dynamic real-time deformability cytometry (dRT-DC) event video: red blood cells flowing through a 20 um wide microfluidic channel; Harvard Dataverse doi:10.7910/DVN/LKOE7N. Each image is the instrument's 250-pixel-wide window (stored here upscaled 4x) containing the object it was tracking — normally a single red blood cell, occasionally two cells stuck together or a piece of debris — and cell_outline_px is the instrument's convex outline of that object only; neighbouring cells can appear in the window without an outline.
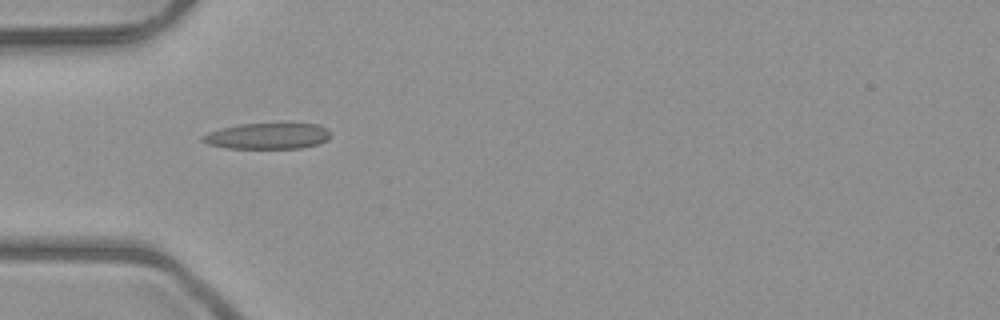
{"species": "common noctule bat (a hibernating species)", "species_latin": "Nyctalus noctula", "temperature_condition": "room temperature", "stored_images_in_passage": 7, "camera_frame_rate_fps": 3000, "um_per_image_px": 0.085, "animal": {"sex": "male", "body_mass_g": 23.1, "forearm_length_mm": 52.7}, "frame": {"image": 1, "passage_image": 5, "time_ms": 4.667, "image_size_px": [1000, 320], "cell_outline_px": [[332, 136], [328, 140], [316, 144], [300, 148], [228, 148], [208, 144], [200, 140], [200, 136], [208, 132], [240, 124], [284, 120], [316, 124], [328, 128], [332, 132]], "centroid_in_image_um": [22.83, 11.5], "position_along_channel_um": 62.2, "area_um2": 20.46}}
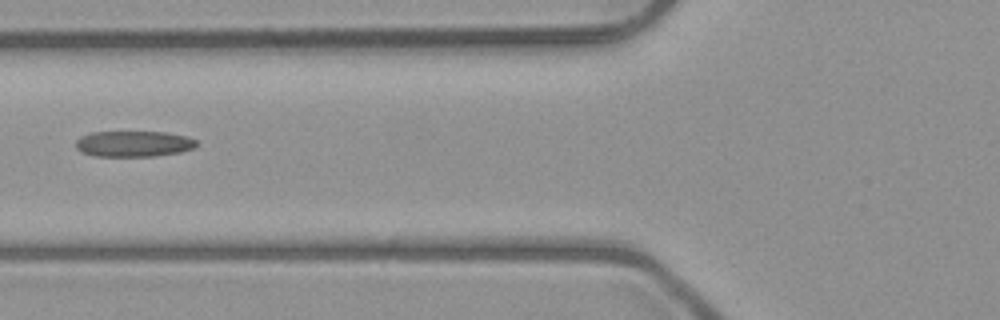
{"frame": {"image": 2, "passage_image": 6, "time_ms": 6.0, "image_size_px": [1000, 320], "cell_outline_px": [[196, 144], [192, 148], [180, 152], [156, 156], [92, 156], [80, 152], [76, 148], [76, 140], [80, 136], [92, 132], [164, 132], [184, 136], [196, 140]], "centroid_in_image_um": [11.29, 12.23], "position_along_channel_um": 114.5, "area_um2": 18.15}}
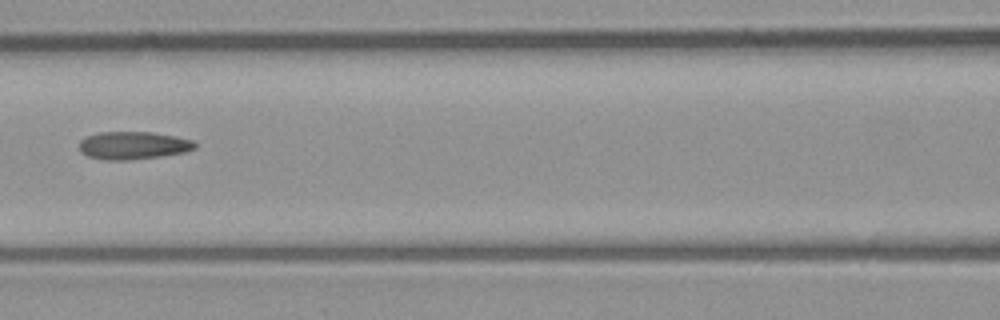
{"frame": {"image": 3, "passage_image": 7, "time_ms": 7.0, "image_size_px": [1000, 320], "cell_outline_px": [[196, 148], [184, 152], [160, 156], [128, 160], [104, 160], [88, 156], [80, 152], [80, 140], [88, 136], [100, 132], [152, 132], [176, 136], [192, 140], [196, 144]], "centroid_in_image_um": [11.32, 12.36], "position_along_channel_um": 155.3, "area_um2": 18.67}}